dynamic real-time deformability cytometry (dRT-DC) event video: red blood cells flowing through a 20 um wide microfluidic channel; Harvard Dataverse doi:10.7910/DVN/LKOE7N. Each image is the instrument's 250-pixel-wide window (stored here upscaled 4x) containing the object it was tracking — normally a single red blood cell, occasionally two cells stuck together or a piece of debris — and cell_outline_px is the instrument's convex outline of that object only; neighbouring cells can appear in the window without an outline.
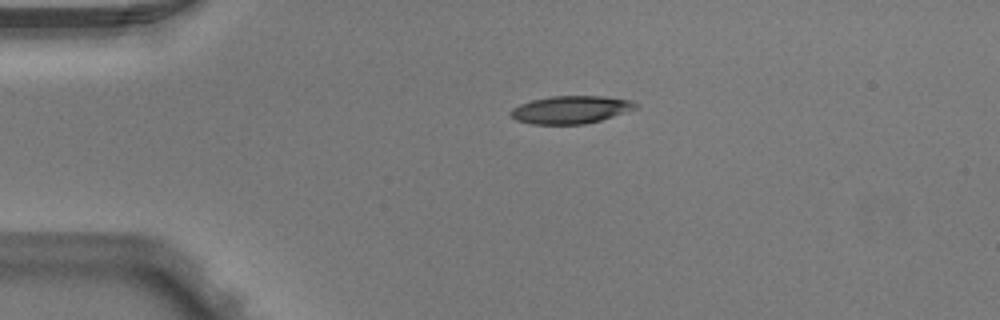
{"species": "Egyptian fruit bat (a non-hibernating species)", "species_latin": "Rousettus aegyptiacus", "temperature_condition": "warm", "stored_images_in_passage": 3, "camera_frame_rate_fps": 3000, "um_per_image_px": 0.085, "animal": {"sex": "male"}, "frame": {"image": 1, "passage_image": 2, "time_ms": 0.333, "image_size_px": [1000, 320], "cell_outline_px": [[640, 108], [600, 120], [584, 124], [532, 124], [516, 120], [508, 112], [512, 108], [520, 104], [532, 100], [552, 96], [604, 96], [632, 100], [640, 104]], "centroid_in_image_um": [48.56, 9.31], "position_along_channel_um": 36.4, "area_um2": 20.35}}